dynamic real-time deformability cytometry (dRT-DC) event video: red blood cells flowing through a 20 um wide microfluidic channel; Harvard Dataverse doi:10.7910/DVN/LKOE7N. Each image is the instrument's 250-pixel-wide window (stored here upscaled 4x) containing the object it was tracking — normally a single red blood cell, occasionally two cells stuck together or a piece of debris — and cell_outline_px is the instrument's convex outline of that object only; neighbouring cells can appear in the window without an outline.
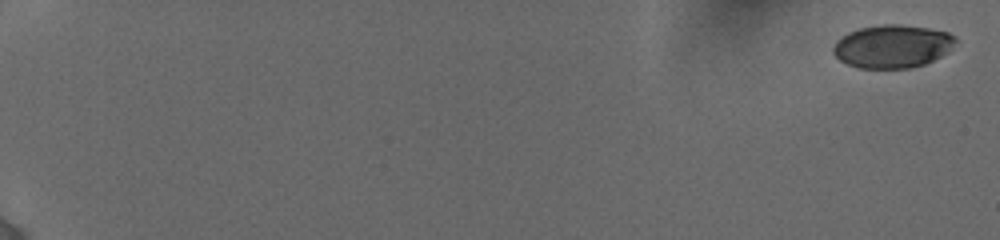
{"species": "human", "species_latin": "Homo sapiens", "temperature_condition": "cold", "stored_images_in_passage": 5, "camera_frame_rate_fps": 3000, "um_per_image_px": 0.085, "donor": {"sex": "female"}, "frame": {"image": 1, "passage_image": 1, "time_ms": 0.0, "image_size_px": [1000, 240], "cell_outline_px": [[956, 40], [940, 56], [924, 64], [908, 68], [856, 68], [840, 60], [832, 52], [832, 48], [836, 40], [848, 32], [860, 28], [884, 24], [900, 24], [928, 28], [948, 32], [956, 36]], "centroid_in_image_um": [75.8, 3.93], "position_along_channel_um": 9.2, "area_um2": 30.46}}